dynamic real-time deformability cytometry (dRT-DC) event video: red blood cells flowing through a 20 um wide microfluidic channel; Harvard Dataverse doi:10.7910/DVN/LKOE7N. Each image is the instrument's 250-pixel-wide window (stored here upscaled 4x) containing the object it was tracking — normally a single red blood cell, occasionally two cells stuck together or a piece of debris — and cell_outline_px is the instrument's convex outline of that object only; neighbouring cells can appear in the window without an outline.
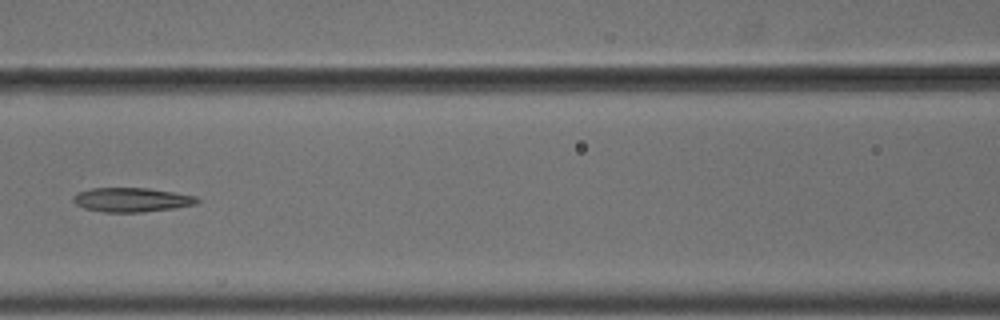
{"species": "common noctule bat (a hibernating species)", "species_latin": "Nyctalus noctula", "temperature_condition": "cold", "stored_images_in_passage": 10, "camera_frame_rate_fps": 3000, "um_per_image_px": 0.085, "animal": {"sex": "male", "body_mass_g": 18.8}, "frame": {"image": 1, "passage_image": 7, "time_ms": 2.0, "image_size_px": [1000, 320], "cell_outline_px": [[200, 200], [196, 204], [176, 208], [140, 212], [104, 212], [84, 208], [76, 204], [72, 200], [72, 196], [76, 192], [92, 188], [148, 188], [196, 196]], "centroid_in_image_um": [11.16, 16.98], "position_along_channel_um": 155.4, "area_um2": 17.51}}
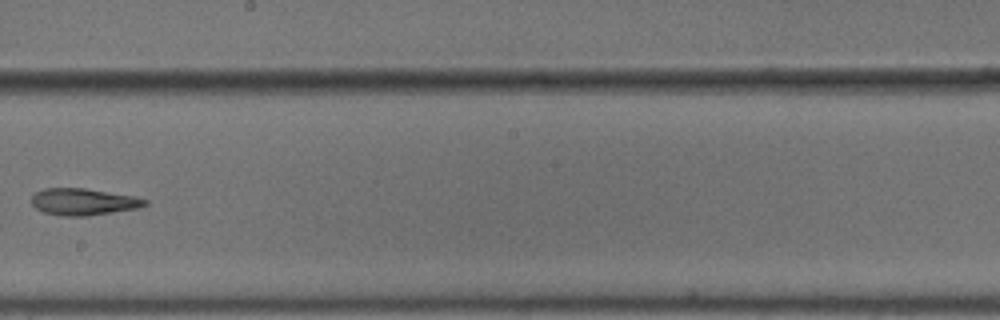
{"frame": {"image": 2, "passage_image": 9, "time_ms": 2.667, "image_size_px": [1000, 320], "cell_outline_px": [[148, 204], [136, 208], [112, 212], [84, 216], [64, 216], [44, 212], [36, 208], [32, 204], [32, 196], [36, 192], [44, 188], [84, 188], [132, 196], [148, 200]], "centroid_in_image_um": [7.06, 17.15], "position_along_channel_um": 241.1, "area_um2": 17.4}}
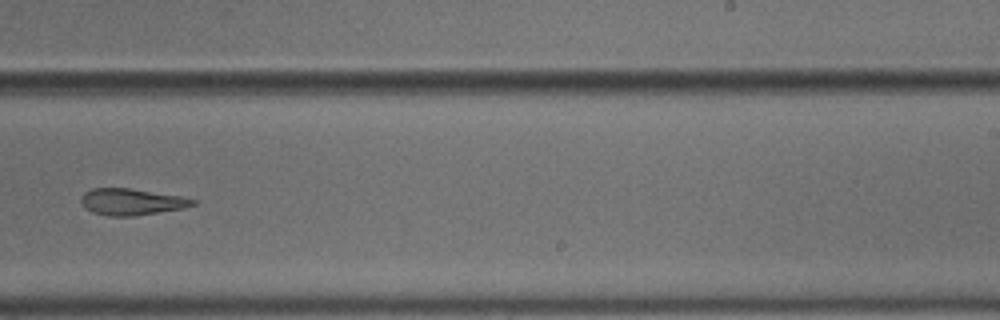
{"frame": {"image": 3, "passage_image": 10, "time_ms": 3.0, "image_size_px": [1000, 320], "cell_outline_px": [[196, 204], [184, 208], [136, 216], [108, 216], [92, 212], [84, 208], [80, 200], [80, 196], [84, 192], [92, 188], [128, 188], [180, 196], [196, 200]], "centroid_in_image_um": [11.14, 17.16], "position_along_channel_um": 277.9, "area_um2": 17.34}}